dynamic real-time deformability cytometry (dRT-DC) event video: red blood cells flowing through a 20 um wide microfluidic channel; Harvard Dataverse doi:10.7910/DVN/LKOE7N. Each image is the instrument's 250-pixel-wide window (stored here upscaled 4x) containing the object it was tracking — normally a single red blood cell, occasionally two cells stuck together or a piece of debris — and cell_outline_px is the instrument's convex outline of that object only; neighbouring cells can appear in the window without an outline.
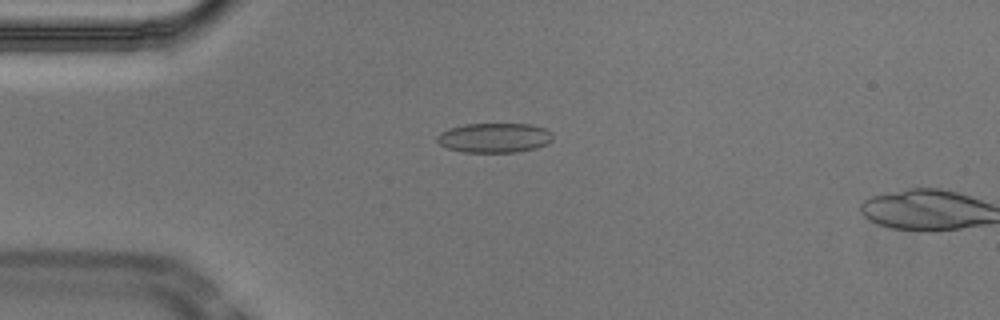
{"species": "Egyptian fruit bat (a non-hibernating species)", "species_latin": "Rousettus aegyptiacus", "temperature_condition": "cold", "stored_images_in_passage": 15, "camera_frame_rate_fps": 3000, "um_per_image_px": 0.085, "animal": {"sex": "male"}, "frame": {"image": 1, "passage_image": 13, "time_ms": 4.0, "image_size_px": [1000, 320], "cell_outline_px": [[552, 140], [548, 144], [536, 148], [516, 152], [464, 152], [448, 148], [440, 144], [436, 140], [436, 136], [440, 132], [448, 128], [464, 124], [532, 124], [544, 128], [552, 132]], "centroid_in_image_um": [42.02, 11.7], "position_along_channel_um": 43.0, "area_um2": 20.11}}